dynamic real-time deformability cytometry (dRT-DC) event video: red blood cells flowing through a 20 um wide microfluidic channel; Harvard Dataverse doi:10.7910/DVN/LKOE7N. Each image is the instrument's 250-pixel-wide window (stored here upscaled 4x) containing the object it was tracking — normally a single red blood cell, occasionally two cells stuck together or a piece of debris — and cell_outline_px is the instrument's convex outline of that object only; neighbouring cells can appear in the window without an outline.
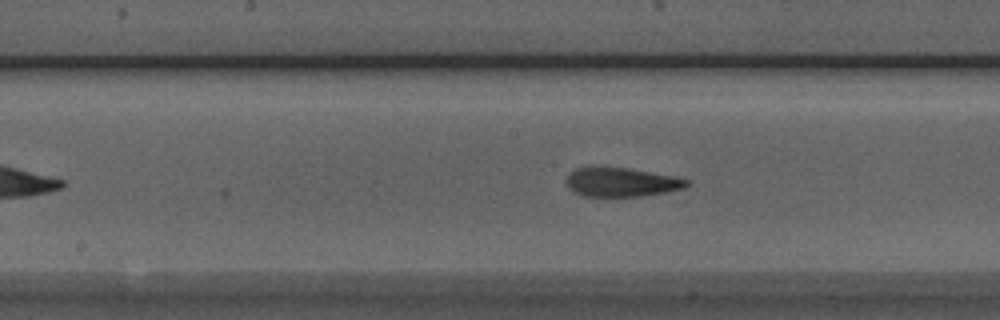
{"species": "Egyptian fruit bat (a non-hibernating species)", "species_latin": "Rousettus aegyptiacus", "temperature_condition": "room temperature", "stored_images_in_passage": 17, "camera_frame_rate_fps": 3000, "um_per_image_px": 0.085, "animal": {"sex": "male"}, "frame": {"image": 1, "passage_image": 17, "time_ms": 5.333, "image_size_px": [1000, 320], "cell_outline_px": [[692, 180], [684, 188], [664, 192], [640, 196], [580, 196], [568, 188], [568, 176], [576, 168], [592, 164], [624, 168], [676, 176]], "centroid_in_image_um": [52.79, 15.45], "position_along_channel_um": 195.4, "area_um2": 20.63}}